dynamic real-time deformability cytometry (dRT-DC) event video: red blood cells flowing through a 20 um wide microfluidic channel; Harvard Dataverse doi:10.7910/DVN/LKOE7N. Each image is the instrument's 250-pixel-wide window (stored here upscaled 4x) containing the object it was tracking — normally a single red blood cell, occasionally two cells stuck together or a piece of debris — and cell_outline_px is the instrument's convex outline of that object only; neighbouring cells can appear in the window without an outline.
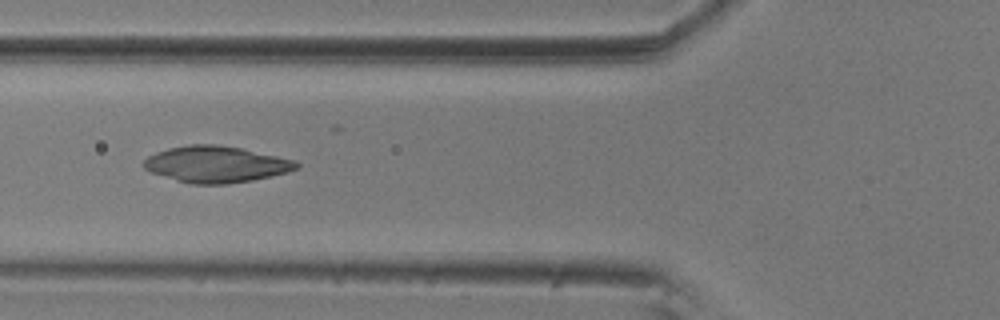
{"species": "common noctule bat (a hibernating species)", "species_latin": "Nyctalus noctula", "temperature_condition": "room temperature", "stored_images_in_passage": 10, "camera_frame_rate_fps": 3000, "um_per_image_px": 0.085, "animal": {"sex": "male", "body_mass_g": 20.5, "forearm_length_mm": 52.5}, "frame": {"image": 1, "passage_image": 5, "time_ms": 1.333, "image_size_px": [1000, 320], "cell_outline_px": [[300, 168], [288, 172], [272, 176], [252, 180], [224, 184], [192, 184], [176, 180], [152, 172], [144, 168], [144, 160], [148, 156], [156, 152], [168, 148], [188, 144], [216, 144], [240, 148], [296, 160], [300, 164]], "centroid_in_image_um": [18.39, 13.96], "position_along_channel_um": 107.4, "area_um2": 32.31}}
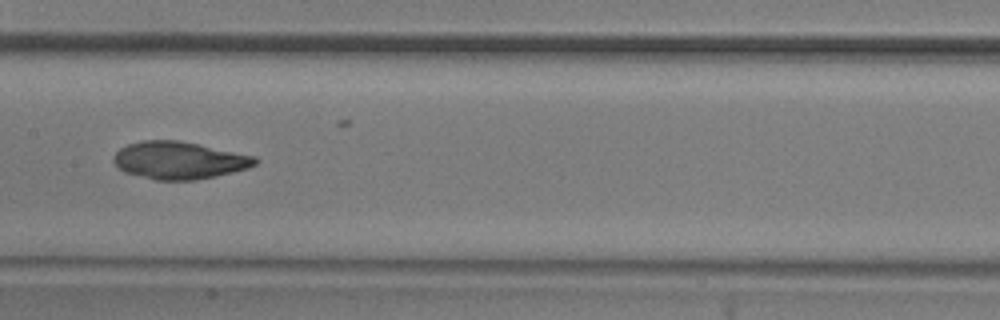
{"frame": {"image": 2, "passage_image": 7, "time_ms": 2.0, "image_size_px": [1000, 320], "cell_outline_px": [[260, 160], [256, 164], [248, 168], [216, 176], [196, 180], [156, 180], [124, 172], [112, 160], [116, 152], [120, 148], [128, 144], [144, 140], [180, 140], [256, 156]], "centroid_in_image_um": [15.25, 13.62], "position_along_channel_um": 192.1, "area_um2": 30.92}}
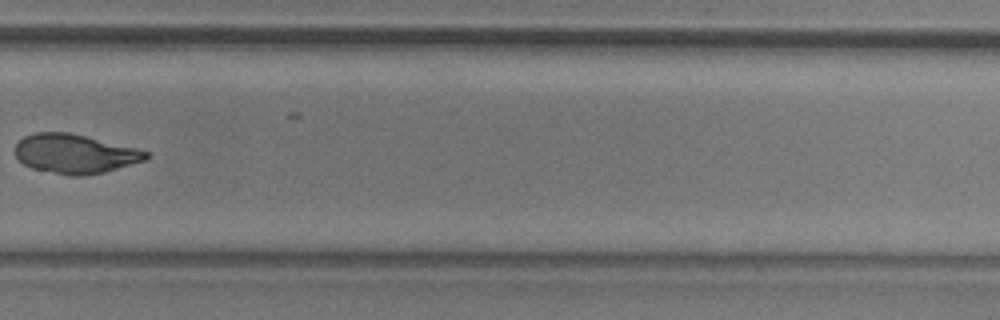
{"frame": {"image": 3, "passage_image": 10, "time_ms": 3.0, "image_size_px": [1000, 320], "cell_outline_px": [[152, 156], [144, 160], [104, 172], [84, 176], [68, 176], [32, 168], [24, 164], [16, 156], [16, 144], [24, 136], [36, 132], [68, 132], [136, 148], [148, 152]], "centroid_in_image_um": [6.36, 13.08], "position_along_channel_um": 323.4, "area_um2": 29.71}}